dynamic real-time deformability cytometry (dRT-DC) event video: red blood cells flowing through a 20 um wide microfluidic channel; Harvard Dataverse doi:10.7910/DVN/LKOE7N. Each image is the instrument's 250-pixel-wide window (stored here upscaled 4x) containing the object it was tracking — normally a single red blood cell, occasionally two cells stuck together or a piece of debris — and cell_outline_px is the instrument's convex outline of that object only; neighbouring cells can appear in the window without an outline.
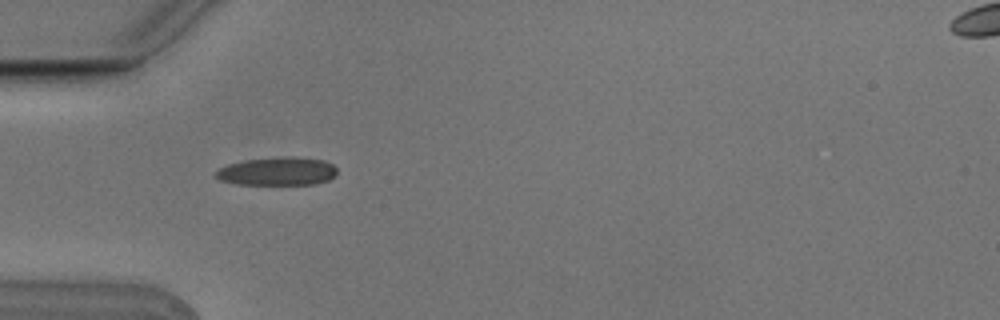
{"species": "Egyptian fruit bat (a non-hibernating species)", "species_latin": "Rousettus aegyptiacus", "temperature_condition": "cold", "stored_images_in_passage": 2, "camera_frame_rate_fps": 3000, "um_per_image_px": 0.085, "animal": {"sex": "male"}, "frame": {"image": 1, "passage_image": 1, "time_ms": 0.0, "image_size_px": [1000, 320], "cell_outline_px": [[336, 176], [328, 180], [316, 184], [236, 184], [220, 180], [216, 176], [216, 172], [220, 168], [228, 164], [248, 160], [284, 156], [292, 156], [324, 160], [332, 164], [336, 168]], "centroid_in_image_um": [23.62, 14.56], "position_along_channel_um": 61.4, "area_um2": 19.88}}